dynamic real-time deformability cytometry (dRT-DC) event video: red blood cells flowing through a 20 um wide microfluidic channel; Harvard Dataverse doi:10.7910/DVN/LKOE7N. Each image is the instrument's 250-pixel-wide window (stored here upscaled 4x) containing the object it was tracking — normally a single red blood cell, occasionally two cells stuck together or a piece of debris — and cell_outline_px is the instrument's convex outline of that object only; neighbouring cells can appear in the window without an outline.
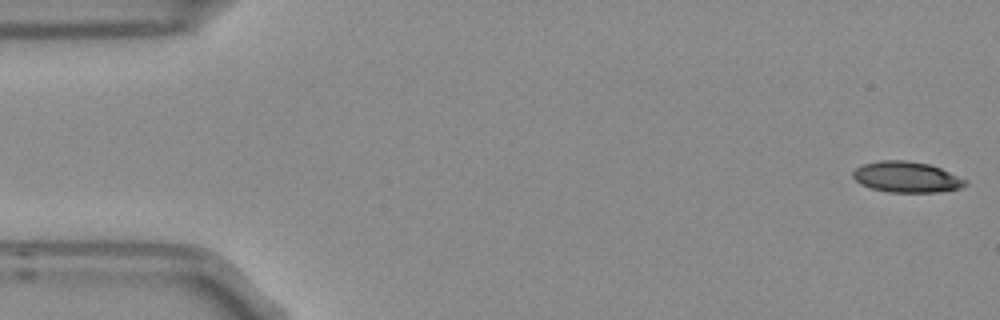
{"species": "Egyptian fruit bat (a non-hibernating species)", "species_latin": "Rousettus aegyptiacus", "temperature_condition": "room temperature", "stored_images_in_passage": 5, "camera_frame_rate_fps": 3000, "um_per_image_px": 0.085, "frame": {"image": 1, "passage_image": 1, "time_ms": 0.0, "image_size_px": [1000, 320], "cell_outline_px": [[968, 184], [960, 188], [940, 192], [888, 192], [872, 188], [860, 184], [852, 176], [852, 172], [856, 168], [864, 164], [880, 160], [908, 160], [928, 164], [940, 168], [968, 180]], "centroid_in_image_um": [77.07, 15.05], "position_along_channel_um": 7.9, "area_um2": 20.23}}
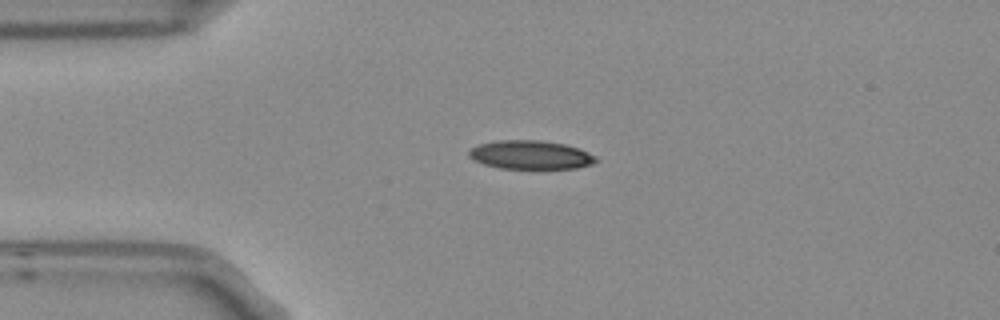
{"frame": {"image": 2, "passage_image": 4, "time_ms": 1.0, "image_size_px": [1000, 320], "cell_outline_px": [[600, 160], [592, 164], [576, 168], [500, 168], [484, 164], [472, 160], [468, 156], [468, 152], [472, 148], [480, 144], [500, 140], [540, 140], [564, 144], [580, 148], [596, 156]], "centroid_in_image_um": [45.12, 13.16], "position_along_channel_um": 39.9, "area_um2": 21.21}}